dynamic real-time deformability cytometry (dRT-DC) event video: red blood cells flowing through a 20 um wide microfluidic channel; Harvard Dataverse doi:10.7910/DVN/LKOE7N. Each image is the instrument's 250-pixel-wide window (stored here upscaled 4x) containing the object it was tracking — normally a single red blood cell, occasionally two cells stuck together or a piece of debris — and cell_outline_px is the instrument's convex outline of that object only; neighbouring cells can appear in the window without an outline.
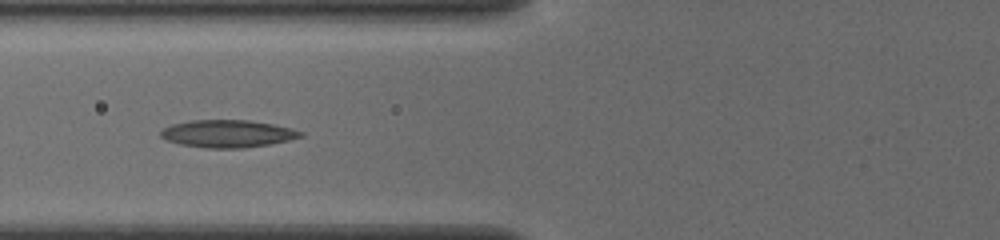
{"species": "common noctule bat (a hibernating species)", "species_latin": "Nyctalus noctula", "temperature_condition": "cold", "stored_images_in_passage": 13, "camera_frame_rate_fps": 3000, "um_per_image_px": 0.085, "animal": {"sex": "female", "body_mass_g": 19.5, "forearm_length_mm": 54.1}, "frame": {"image": 1, "passage_image": 6, "time_ms": 1.667, "image_size_px": [1000, 240], "cell_outline_px": [[304, 136], [288, 140], [268, 144], [244, 148], [204, 148], [180, 144], [168, 140], [160, 136], [160, 132], [164, 128], [172, 124], [192, 120], [248, 120], [272, 124], [292, 128], [304, 132]], "centroid_in_image_um": [19.36, 11.36], "position_along_channel_um": 106.4, "area_um2": 22.31}}